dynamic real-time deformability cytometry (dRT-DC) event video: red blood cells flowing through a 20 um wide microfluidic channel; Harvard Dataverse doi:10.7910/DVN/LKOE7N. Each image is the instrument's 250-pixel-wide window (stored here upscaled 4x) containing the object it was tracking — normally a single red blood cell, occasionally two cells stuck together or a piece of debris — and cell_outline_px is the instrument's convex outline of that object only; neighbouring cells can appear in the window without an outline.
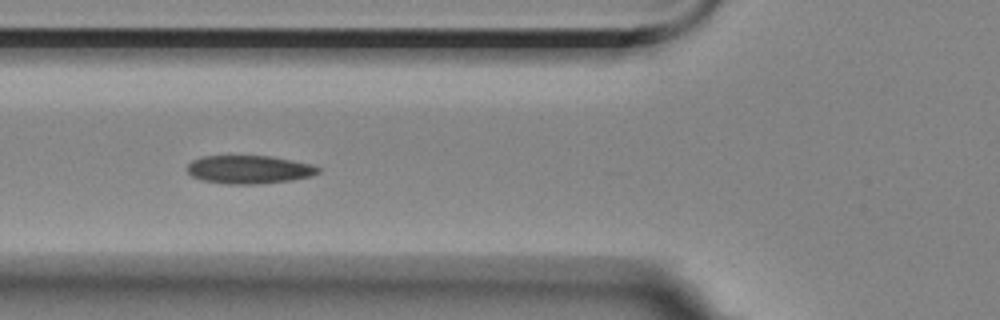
{"species": "Egyptian fruit bat (a non-hibernating species)", "species_latin": "Rousettus aegyptiacus", "temperature_condition": "room temperature", "stored_images_in_passage": 7, "camera_frame_rate_fps": 3000, "um_per_image_px": 0.085, "animal": {"sex": "female"}, "frame": {"image": 1, "passage_image": 4, "time_ms": 5.0, "image_size_px": [1000, 320], "cell_outline_px": [[320, 172], [312, 176], [292, 180], [260, 184], [228, 184], [204, 180], [192, 176], [188, 172], [188, 164], [192, 160], [204, 156], [272, 156], [312, 164], [320, 168]], "centroid_in_image_um": [21.22, 14.41], "position_along_channel_um": 104.6, "area_um2": 21.56}}
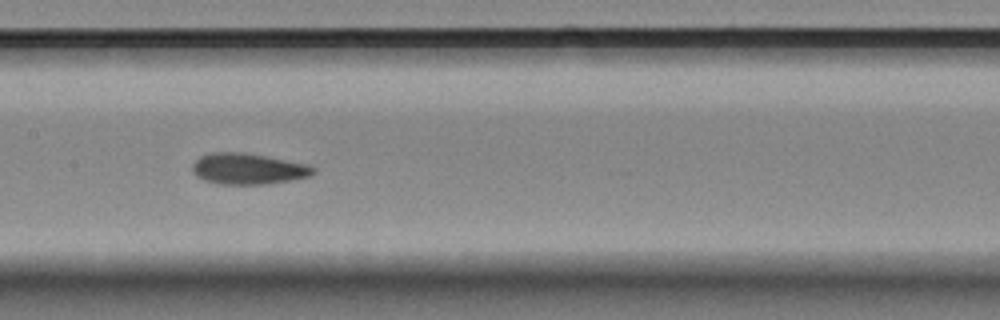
{"frame": {"image": 2, "passage_image": 6, "time_ms": 7.333, "image_size_px": [1000, 320], "cell_outline_px": [[316, 172], [308, 176], [268, 184], [216, 184], [204, 180], [196, 176], [192, 172], [192, 164], [200, 156], [212, 152], [244, 152], [308, 164], [316, 168]], "centroid_in_image_um": [21.05, 14.34], "position_along_channel_um": 186.3, "area_um2": 21.91}}
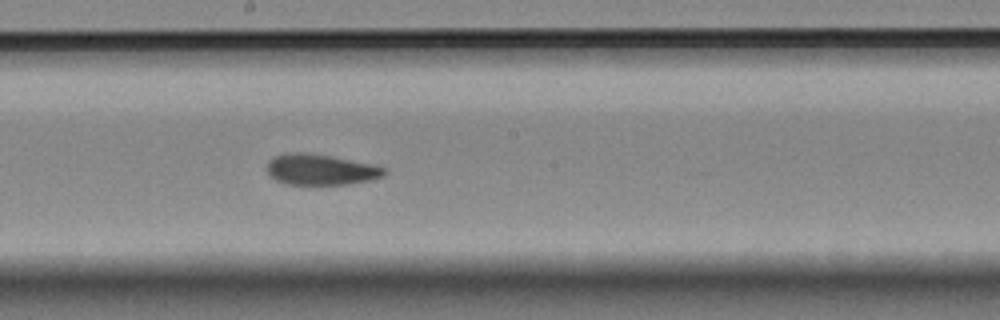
{"frame": {"image": 3, "passage_image": 7, "time_ms": 8.333, "image_size_px": [1000, 320], "cell_outline_px": [[388, 172], [384, 176], [372, 180], [348, 184], [284, 184], [276, 180], [268, 172], [268, 160], [272, 156], [288, 152], [304, 152], [332, 156], [376, 164], [388, 168]], "centroid_in_image_um": [27.32, 14.4], "position_along_channel_um": 220.9, "area_um2": 21.44}}